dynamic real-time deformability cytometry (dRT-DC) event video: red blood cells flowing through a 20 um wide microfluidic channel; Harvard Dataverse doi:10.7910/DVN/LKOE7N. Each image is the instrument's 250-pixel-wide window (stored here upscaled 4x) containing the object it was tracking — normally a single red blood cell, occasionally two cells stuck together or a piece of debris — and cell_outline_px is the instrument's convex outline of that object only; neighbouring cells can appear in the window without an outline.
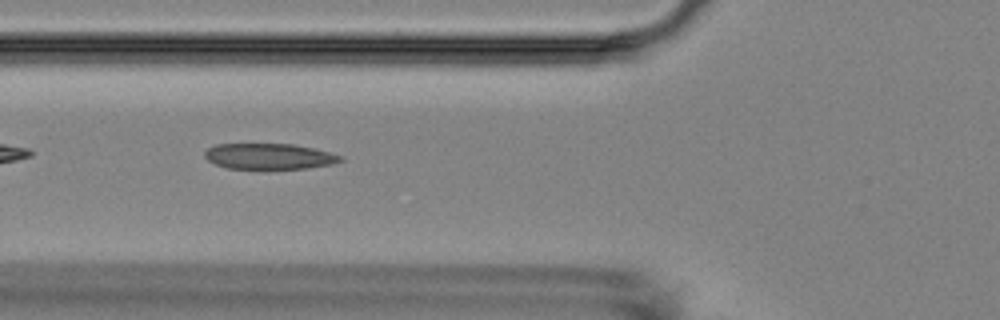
{"species": "Egyptian fruit bat (a non-hibernating species)", "species_latin": "Rousettus aegyptiacus", "temperature_condition": "room temperature", "stored_images_in_passage": 9, "camera_frame_rate_fps": 3000, "um_per_image_px": 0.085, "animal": {"sex": "female"}, "frame": {"image": 1, "passage_image": 6, "time_ms": 6.333, "image_size_px": [1000, 320], "cell_outline_px": [[344, 160], [332, 164], [308, 168], [228, 168], [216, 164], [208, 160], [204, 156], [204, 152], [208, 148], [216, 144], [292, 144], [316, 148], [344, 156]], "centroid_in_image_um": [22.93, 13.28], "position_along_channel_um": 102.9, "area_um2": 20.35}}
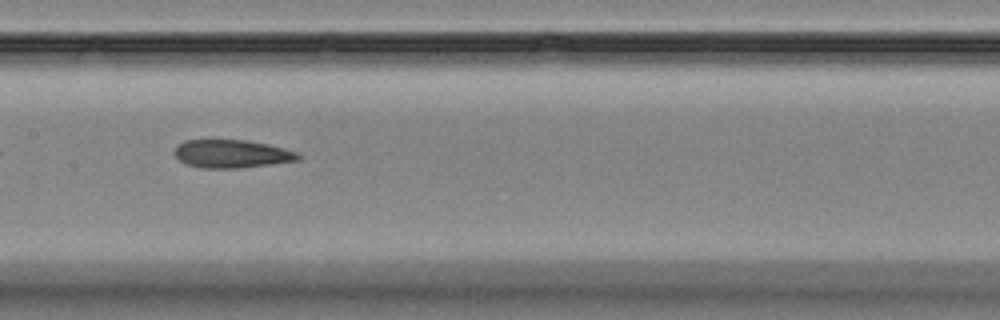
{"frame": {"image": 2, "passage_image": 8, "time_ms": 8.667, "image_size_px": [1000, 320], "cell_outline_px": [[300, 160], [272, 164], [240, 168], [204, 168], [188, 164], [180, 160], [176, 156], [176, 144], [184, 140], [244, 140], [268, 144], [284, 148], [296, 152], [300, 156]], "centroid_in_image_um": [19.72, 13.07], "position_along_channel_um": 187.7, "area_um2": 20.11}}
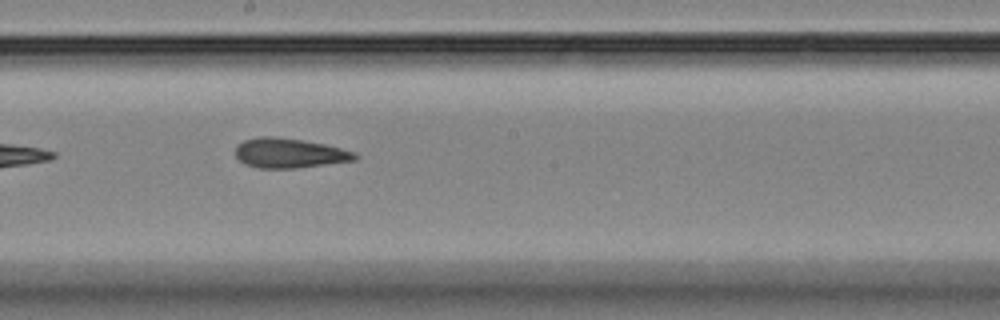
{"frame": {"image": 3, "passage_image": 9, "time_ms": 9.667, "image_size_px": [1000, 320], "cell_outline_px": [[360, 156], [356, 160], [296, 168], [260, 168], [244, 164], [236, 156], [236, 144], [244, 140], [260, 136], [276, 136], [304, 140], [324, 144], [356, 152]], "centroid_in_image_um": [24.6, 13.0], "position_along_channel_um": 223.6, "area_um2": 20.81}}